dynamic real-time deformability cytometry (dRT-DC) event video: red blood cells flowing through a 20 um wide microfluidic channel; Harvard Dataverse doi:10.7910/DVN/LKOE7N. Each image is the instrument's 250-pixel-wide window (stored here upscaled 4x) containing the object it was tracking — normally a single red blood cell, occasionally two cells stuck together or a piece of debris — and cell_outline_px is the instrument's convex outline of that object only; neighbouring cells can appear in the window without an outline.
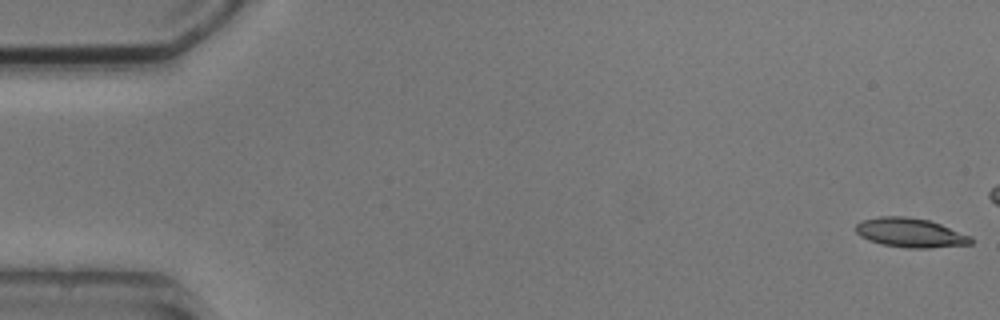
{"species": "common noctule bat (a hibernating species)", "species_latin": "Nyctalus noctula", "temperature_condition": "cold", "stored_images_in_passage": 5, "camera_frame_rate_fps": 3000, "um_per_image_px": 0.085, "animal": {"sex": "male", "body_mass_g": 20.5, "forearm_length_mm": 52.5}, "frame": {"image": 1, "passage_image": 1, "time_ms": 0.0, "image_size_px": [1000, 320], "cell_outline_px": [[972, 244], [928, 248], [908, 248], [884, 244], [868, 240], [860, 236], [856, 232], [856, 224], [860, 220], [880, 216], [904, 216], [928, 220], [940, 224], [972, 236]], "centroid_in_image_um": [77.37, 19.78], "position_along_channel_um": 7.6, "area_um2": 19.59}}